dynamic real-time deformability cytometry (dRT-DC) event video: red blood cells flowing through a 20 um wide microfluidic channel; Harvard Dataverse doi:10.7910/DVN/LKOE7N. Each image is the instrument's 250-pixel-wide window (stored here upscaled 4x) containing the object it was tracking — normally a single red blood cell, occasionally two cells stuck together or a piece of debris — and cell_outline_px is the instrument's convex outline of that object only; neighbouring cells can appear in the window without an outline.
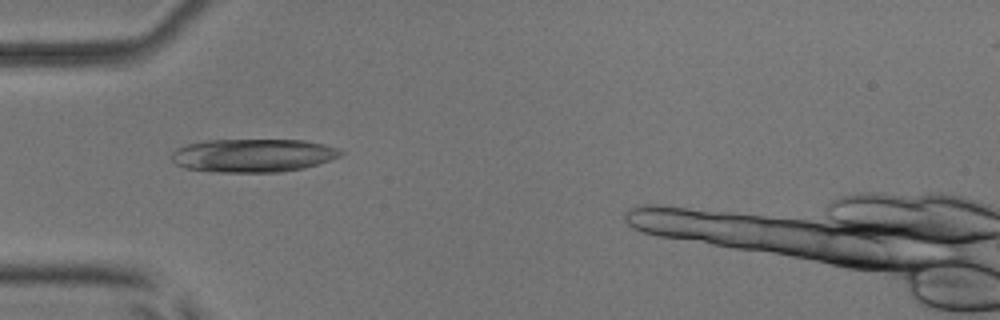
{"species": "common noctule bat (a hibernating species)", "species_latin": "Nyctalus noctula", "temperature_condition": "room temperature", "stored_images_in_passage": 42, "camera_frame_rate_fps": 3000, "um_per_image_px": 0.085, "animal": {"sex": "male", "body_mass_g": 17.9, "forearm_length_mm": 54.2}, "frame": {"image": 1, "passage_image": 10, "time_ms": 3.0, "image_size_px": [1000, 320], "cell_outline_px": [[344, 152], [340, 156], [304, 168], [280, 172], [212, 172], [184, 168], [176, 164], [172, 160], [172, 152], [176, 148], [188, 144], [204, 140], [304, 140], [324, 144], [336, 148]], "centroid_in_image_um": [21.47, 13.21], "position_along_channel_um": 63.5, "area_um2": 32.83}}
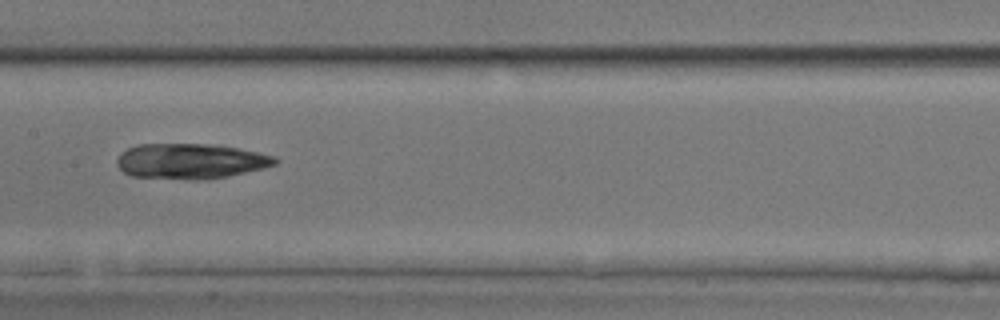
{"frame": {"image": 2, "passage_image": 20, "time_ms": 6.333, "image_size_px": [1000, 320], "cell_outline_px": [[280, 160], [276, 164], [264, 168], [228, 176], [200, 180], [192, 180], [132, 176], [124, 172], [116, 164], [116, 160], [120, 152], [136, 144], [208, 144], [236, 148], [276, 156]], "centroid_in_image_um": [16.18, 13.7], "position_along_channel_um": 191.2, "area_um2": 32.6}}
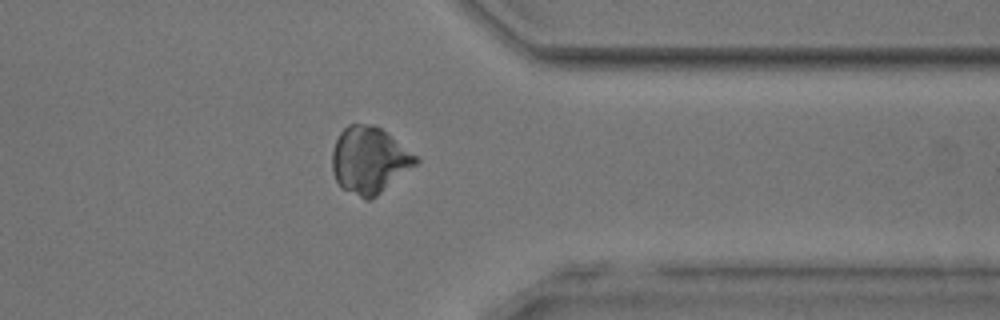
{"frame": {"image": 3, "passage_image": 35, "time_ms": 11.333, "image_size_px": [1000, 320], "cell_outline_px": [[420, 160], [416, 164], [372, 200], [364, 200], [340, 188], [332, 172], [332, 152], [336, 140], [340, 132], [348, 124], [372, 124], [380, 128], [420, 156]], "centroid_in_image_um": [31.39, 13.63], "position_along_channel_um": 380.0, "area_um2": 32.77}}